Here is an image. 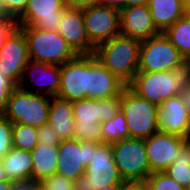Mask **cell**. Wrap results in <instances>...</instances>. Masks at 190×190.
<instances>
[{
  "instance_id": "6da1fadb",
  "label": "cell",
  "mask_w": 190,
  "mask_h": 190,
  "mask_svg": "<svg viewBox=\"0 0 190 190\" xmlns=\"http://www.w3.org/2000/svg\"><path fill=\"white\" fill-rule=\"evenodd\" d=\"M128 87L139 97L159 106L166 99L184 95L190 87V60L172 71L137 72Z\"/></svg>"
},
{
  "instance_id": "7a4b0ae2",
  "label": "cell",
  "mask_w": 190,
  "mask_h": 190,
  "mask_svg": "<svg viewBox=\"0 0 190 190\" xmlns=\"http://www.w3.org/2000/svg\"><path fill=\"white\" fill-rule=\"evenodd\" d=\"M141 41L117 35L95 47L96 59L128 86L138 72Z\"/></svg>"
},
{
  "instance_id": "3957f363",
  "label": "cell",
  "mask_w": 190,
  "mask_h": 190,
  "mask_svg": "<svg viewBox=\"0 0 190 190\" xmlns=\"http://www.w3.org/2000/svg\"><path fill=\"white\" fill-rule=\"evenodd\" d=\"M18 27L24 32L32 61L61 66L78 55L56 31Z\"/></svg>"
},
{
  "instance_id": "277c9868",
  "label": "cell",
  "mask_w": 190,
  "mask_h": 190,
  "mask_svg": "<svg viewBox=\"0 0 190 190\" xmlns=\"http://www.w3.org/2000/svg\"><path fill=\"white\" fill-rule=\"evenodd\" d=\"M51 97L37 94L15 86L9 94L3 115L12 124H23L35 128L48 123Z\"/></svg>"
},
{
  "instance_id": "5b68a950",
  "label": "cell",
  "mask_w": 190,
  "mask_h": 190,
  "mask_svg": "<svg viewBox=\"0 0 190 190\" xmlns=\"http://www.w3.org/2000/svg\"><path fill=\"white\" fill-rule=\"evenodd\" d=\"M123 182L113 159L112 145L92 142L90 164L85 167L84 174L74 181L75 190H101Z\"/></svg>"
},
{
  "instance_id": "8992f818",
  "label": "cell",
  "mask_w": 190,
  "mask_h": 190,
  "mask_svg": "<svg viewBox=\"0 0 190 190\" xmlns=\"http://www.w3.org/2000/svg\"><path fill=\"white\" fill-rule=\"evenodd\" d=\"M120 111L126 118L130 138H148L158 132V106L139 97L128 86L121 91Z\"/></svg>"
},
{
  "instance_id": "52a82bcc",
  "label": "cell",
  "mask_w": 190,
  "mask_h": 190,
  "mask_svg": "<svg viewBox=\"0 0 190 190\" xmlns=\"http://www.w3.org/2000/svg\"><path fill=\"white\" fill-rule=\"evenodd\" d=\"M113 159L124 181L146 182L152 173L148 163L145 141L142 138H125L111 143Z\"/></svg>"
},
{
  "instance_id": "ba28073f",
  "label": "cell",
  "mask_w": 190,
  "mask_h": 190,
  "mask_svg": "<svg viewBox=\"0 0 190 190\" xmlns=\"http://www.w3.org/2000/svg\"><path fill=\"white\" fill-rule=\"evenodd\" d=\"M184 57L163 32L141 42L138 72L172 71Z\"/></svg>"
},
{
  "instance_id": "9c48e42d",
  "label": "cell",
  "mask_w": 190,
  "mask_h": 190,
  "mask_svg": "<svg viewBox=\"0 0 190 190\" xmlns=\"http://www.w3.org/2000/svg\"><path fill=\"white\" fill-rule=\"evenodd\" d=\"M29 60L26 37L16 26L0 47V73L15 86H19Z\"/></svg>"
},
{
  "instance_id": "30bf717a",
  "label": "cell",
  "mask_w": 190,
  "mask_h": 190,
  "mask_svg": "<svg viewBox=\"0 0 190 190\" xmlns=\"http://www.w3.org/2000/svg\"><path fill=\"white\" fill-rule=\"evenodd\" d=\"M68 8L65 0H28L24 12L15 20L16 25L57 32Z\"/></svg>"
},
{
  "instance_id": "8fae6325",
  "label": "cell",
  "mask_w": 190,
  "mask_h": 190,
  "mask_svg": "<svg viewBox=\"0 0 190 190\" xmlns=\"http://www.w3.org/2000/svg\"><path fill=\"white\" fill-rule=\"evenodd\" d=\"M89 54H78L60 66L58 97L69 101L88 98Z\"/></svg>"
},
{
  "instance_id": "7c38bea8",
  "label": "cell",
  "mask_w": 190,
  "mask_h": 190,
  "mask_svg": "<svg viewBox=\"0 0 190 190\" xmlns=\"http://www.w3.org/2000/svg\"><path fill=\"white\" fill-rule=\"evenodd\" d=\"M82 10L87 36L95 47L120 35L118 9L100 4Z\"/></svg>"
},
{
  "instance_id": "4fadbf2b",
  "label": "cell",
  "mask_w": 190,
  "mask_h": 190,
  "mask_svg": "<svg viewBox=\"0 0 190 190\" xmlns=\"http://www.w3.org/2000/svg\"><path fill=\"white\" fill-rule=\"evenodd\" d=\"M92 142L79 141L74 138L64 139L58 145V162L56 174L72 181L84 174L90 164Z\"/></svg>"
},
{
  "instance_id": "5bb4252c",
  "label": "cell",
  "mask_w": 190,
  "mask_h": 190,
  "mask_svg": "<svg viewBox=\"0 0 190 190\" xmlns=\"http://www.w3.org/2000/svg\"><path fill=\"white\" fill-rule=\"evenodd\" d=\"M189 139L164 132L153 133L145 138L146 153L151 172L164 171L180 154Z\"/></svg>"
},
{
  "instance_id": "9a60e30c",
  "label": "cell",
  "mask_w": 190,
  "mask_h": 190,
  "mask_svg": "<svg viewBox=\"0 0 190 190\" xmlns=\"http://www.w3.org/2000/svg\"><path fill=\"white\" fill-rule=\"evenodd\" d=\"M158 130L190 140V108L184 95L166 99L158 106Z\"/></svg>"
},
{
  "instance_id": "2e32d148",
  "label": "cell",
  "mask_w": 190,
  "mask_h": 190,
  "mask_svg": "<svg viewBox=\"0 0 190 190\" xmlns=\"http://www.w3.org/2000/svg\"><path fill=\"white\" fill-rule=\"evenodd\" d=\"M119 19L123 36L142 42L161 33L153 23L147 5L124 7L119 10Z\"/></svg>"
},
{
  "instance_id": "e0dca14e",
  "label": "cell",
  "mask_w": 190,
  "mask_h": 190,
  "mask_svg": "<svg viewBox=\"0 0 190 190\" xmlns=\"http://www.w3.org/2000/svg\"><path fill=\"white\" fill-rule=\"evenodd\" d=\"M29 77L30 82H34L37 89L31 90L32 87L25 86L30 80ZM19 87L32 93L57 96L60 88V66L29 60L24 68Z\"/></svg>"
},
{
  "instance_id": "ac0fdd59",
  "label": "cell",
  "mask_w": 190,
  "mask_h": 190,
  "mask_svg": "<svg viewBox=\"0 0 190 190\" xmlns=\"http://www.w3.org/2000/svg\"><path fill=\"white\" fill-rule=\"evenodd\" d=\"M57 32L77 54H94L95 46L87 36L82 9L69 7Z\"/></svg>"
},
{
  "instance_id": "d6986e66",
  "label": "cell",
  "mask_w": 190,
  "mask_h": 190,
  "mask_svg": "<svg viewBox=\"0 0 190 190\" xmlns=\"http://www.w3.org/2000/svg\"><path fill=\"white\" fill-rule=\"evenodd\" d=\"M126 87L103 66L94 54H89L88 98L95 100L117 96Z\"/></svg>"
},
{
  "instance_id": "ffe728a7",
  "label": "cell",
  "mask_w": 190,
  "mask_h": 190,
  "mask_svg": "<svg viewBox=\"0 0 190 190\" xmlns=\"http://www.w3.org/2000/svg\"><path fill=\"white\" fill-rule=\"evenodd\" d=\"M72 101L53 96L50 99L48 124L61 140L73 138Z\"/></svg>"
},
{
  "instance_id": "44dd1931",
  "label": "cell",
  "mask_w": 190,
  "mask_h": 190,
  "mask_svg": "<svg viewBox=\"0 0 190 190\" xmlns=\"http://www.w3.org/2000/svg\"><path fill=\"white\" fill-rule=\"evenodd\" d=\"M1 162L8 180H32L33 158L30 151L12 147Z\"/></svg>"
},
{
  "instance_id": "7402d4cb",
  "label": "cell",
  "mask_w": 190,
  "mask_h": 190,
  "mask_svg": "<svg viewBox=\"0 0 190 190\" xmlns=\"http://www.w3.org/2000/svg\"><path fill=\"white\" fill-rule=\"evenodd\" d=\"M33 158L32 180L41 182L55 175L58 162V145L38 143L31 151Z\"/></svg>"
},
{
  "instance_id": "603a6c76",
  "label": "cell",
  "mask_w": 190,
  "mask_h": 190,
  "mask_svg": "<svg viewBox=\"0 0 190 190\" xmlns=\"http://www.w3.org/2000/svg\"><path fill=\"white\" fill-rule=\"evenodd\" d=\"M184 0H149L148 8L154 25L164 32L183 16Z\"/></svg>"
},
{
  "instance_id": "cb8c5ba5",
  "label": "cell",
  "mask_w": 190,
  "mask_h": 190,
  "mask_svg": "<svg viewBox=\"0 0 190 190\" xmlns=\"http://www.w3.org/2000/svg\"><path fill=\"white\" fill-rule=\"evenodd\" d=\"M185 60H190V19L182 16L164 32Z\"/></svg>"
},
{
  "instance_id": "d4e9b609",
  "label": "cell",
  "mask_w": 190,
  "mask_h": 190,
  "mask_svg": "<svg viewBox=\"0 0 190 190\" xmlns=\"http://www.w3.org/2000/svg\"><path fill=\"white\" fill-rule=\"evenodd\" d=\"M164 172L185 189L190 188V140L181 148L180 154Z\"/></svg>"
},
{
  "instance_id": "484cf974",
  "label": "cell",
  "mask_w": 190,
  "mask_h": 190,
  "mask_svg": "<svg viewBox=\"0 0 190 190\" xmlns=\"http://www.w3.org/2000/svg\"><path fill=\"white\" fill-rule=\"evenodd\" d=\"M72 110L75 123H101L100 99L84 98L72 101Z\"/></svg>"
},
{
  "instance_id": "4316f807",
  "label": "cell",
  "mask_w": 190,
  "mask_h": 190,
  "mask_svg": "<svg viewBox=\"0 0 190 190\" xmlns=\"http://www.w3.org/2000/svg\"><path fill=\"white\" fill-rule=\"evenodd\" d=\"M101 132L104 143L130 138L126 118L120 110L113 118L101 123Z\"/></svg>"
},
{
  "instance_id": "83f0119b",
  "label": "cell",
  "mask_w": 190,
  "mask_h": 190,
  "mask_svg": "<svg viewBox=\"0 0 190 190\" xmlns=\"http://www.w3.org/2000/svg\"><path fill=\"white\" fill-rule=\"evenodd\" d=\"M38 144V128L23 124H13L12 145L13 147L32 151Z\"/></svg>"
},
{
  "instance_id": "f1b7e54d",
  "label": "cell",
  "mask_w": 190,
  "mask_h": 190,
  "mask_svg": "<svg viewBox=\"0 0 190 190\" xmlns=\"http://www.w3.org/2000/svg\"><path fill=\"white\" fill-rule=\"evenodd\" d=\"M73 138L79 141H90L103 144L104 140L101 132V123H74Z\"/></svg>"
},
{
  "instance_id": "f546056e",
  "label": "cell",
  "mask_w": 190,
  "mask_h": 190,
  "mask_svg": "<svg viewBox=\"0 0 190 190\" xmlns=\"http://www.w3.org/2000/svg\"><path fill=\"white\" fill-rule=\"evenodd\" d=\"M150 190H187L164 171L152 172L145 182Z\"/></svg>"
},
{
  "instance_id": "4dcf8cb0",
  "label": "cell",
  "mask_w": 190,
  "mask_h": 190,
  "mask_svg": "<svg viewBox=\"0 0 190 190\" xmlns=\"http://www.w3.org/2000/svg\"><path fill=\"white\" fill-rule=\"evenodd\" d=\"M12 127L13 124L3 114H0V160L13 147Z\"/></svg>"
},
{
  "instance_id": "1f68e13d",
  "label": "cell",
  "mask_w": 190,
  "mask_h": 190,
  "mask_svg": "<svg viewBox=\"0 0 190 190\" xmlns=\"http://www.w3.org/2000/svg\"><path fill=\"white\" fill-rule=\"evenodd\" d=\"M39 184L47 190H75L74 181L58 174L44 178Z\"/></svg>"
},
{
  "instance_id": "d6a6232c",
  "label": "cell",
  "mask_w": 190,
  "mask_h": 190,
  "mask_svg": "<svg viewBox=\"0 0 190 190\" xmlns=\"http://www.w3.org/2000/svg\"><path fill=\"white\" fill-rule=\"evenodd\" d=\"M121 93L117 96L100 99L101 123L113 118L120 110Z\"/></svg>"
},
{
  "instance_id": "836d02e7",
  "label": "cell",
  "mask_w": 190,
  "mask_h": 190,
  "mask_svg": "<svg viewBox=\"0 0 190 190\" xmlns=\"http://www.w3.org/2000/svg\"><path fill=\"white\" fill-rule=\"evenodd\" d=\"M4 13L16 20L25 10L28 0H2Z\"/></svg>"
},
{
  "instance_id": "e575fe53",
  "label": "cell",
  "mask_w": 190,
  "mask_h": 190,
  "mask_svg": "<svg viewBox=\"0 0 190 190\" xmlns=\"http://www.w3.org/2000/svg\"><path fill=\"white\" fill-rule=\"evenodd\" d=\"M61 141L62 140L55 134V131L48 123L38 127V143L59 145Z\"/></svg>"
},
{
  "instance_id": "d590c367",
  "label": "cell",
  "mask_w": 190,
  "mask_h": 190,
  "mask_svg": "<svg viewBox=\"0 0 190 190\" xmlns=\"http://www.w3.org/2000/svg\"><path fill=\"white\" fill-rule=\"evenodd\" d=\"M15 85L0 73V114L5 112L9 94Z\"/></svg>"
},
{
  "instance_id": "8d00e7d4",
  "label": "cell",
  "mask_w": 190,
  "mask_h": 190,
  "mask_svg": "<svg viewBox=\"0 0 190 190\" xmlns=\"http://www.w3.org/2000/svg\"><path fill=\"white\" fill-rule=\"evenodd\" d=\"M16 21L10 17H0V47L3 45L6 37L16 27Z\"/></svg>"
},
{
  "instance_id": "74e56055",
  "label": "cell",
  "mask_w": 190,
  "mask_h": 190,
  "mask_svg": "<svg viewBox=\"0 0 190 190\" xmlns=\"http://www.w3.org/2000/svg\"><path fill=\"white\" fill-rule=\"evenodd\" d=\"M65 4L70 8L83 9L100 5V0H65Z\"/></svg>"
},
{
  "instance_id": "f35d334b",
  "label": "cell",
  "mask_w": 190,
  "mask_h": 190,
  "mask_svg": "<svg viewBox=\"0 0 190 190\" xmlns=\"http://www.w3.org/2000/svg\"><path fill=\"white\" fill-rule=\"evenodd\" d=\"M37 184L33 180L14 181L11 190H34Z\"/></svg>"
},
{
  "instance_id": "ab89813d",
  "label": "cell",
  "mask_w": 190,
  "mask_h": 190,
  "mask_svg": "<svg viewBox=\"0 0 190 190\" xmlns=\"http://www.w3.org/2000/svg\"><path fill=\"white\" fill-rule=\"evenodd\" d=\"M145 186L144 182H130L124 181L119 190H141Z\"/></svg>"
},
{
  "instance_id": "60d3db41",
  "label": "cell",
  "mask_w": 190,
  "mask_h": 190,
  "mask_svg": "<svg viewBox=\"0 0 190 190\" xmlns=\"http://www.w3.org/2000/svg\"><path fill=\"white\" fill-rule=\"evenodd\" d=\"M100 4L121 10L125 7L126 0H100Z\"/></svg>"
},
{
  "instance_id": "b9f144b4",
  "label": "cell",
  "mask_w": 190,
  "mask_h": 190,
  "mask_svg": "<svg viewBox=\"0 0 190 190\" xmlns=\"http://www.w3.org/2000/svg\"><path fill=\"white\" fill-rule=\"evenodd\" d=\"M149 0H126L125 7L147 5Z\"/></svg>"
},
{
  "instance_id": "7bdbcfd3",
  "label": "cell",
  "mask_w": 190,
  "mask_h": 190,
  "mask_svg": "<svg viewBox=\"0 0 190 190\" xmlns=\"http://www.w3.org/2000/svg\"><path fill=\"white\" fill-rule=\"evenodd\" d=\"M183 16L190 19V0H184L183 2Z\"/></svg>"
},
{
  "instance_id": "ee69618b",
  "label": "cell",
  "mask_w": 190,
  "mask_h": 190,
  "mask_svg": "<svg viewBox=\"0 0 190 190\" xmlns=\"http://www.w3.org/2000/svg\"><path fill=\"white\" fill-rule=\"evenodd\" d=\"M13 185V181L11 180H5L0 182V190H11Z\"/></svg>"
},
{
  "instance_id": "f6af8a7d",
  "label": "cell",
  "mask_w": 190,
  "mask_h": 190,
  "mask_svg": "<svg viewBox=\"0 0 190 190\" xmlns=\"http://www.w3.org/2000/svg\"><path fill=\"white\" fill-rule=\"evenodd\" d=\"M8 180L5 174V171L3 170L2 162L0 160V182Z\"/></svg>"
},
{
  "instance_id": "bcb514c9",
  "label": "cell",
  "mask_w": 190,
  "mask_h": 190,
  "mask_svg": "<svg viewBox=\"0 0 190 190\" xmlns=\"http://www.w3.org/2000/svg\"><path fill=\"white\" fill-rule=\"evenodd\" d=\"M184 96H185L187 105H188V107L190 108V87H189V89L184 93Z\"/></svg>"
},
{
  "instance_id": "7dc6e473",
  "label": "cell",
  "mask_w": 190,
  "mask_h": 190,
  "mask_svg": "<svg viewBox=\"0 0 190 190\" xmlns=\"http://www.w3.org/2000/svg\"><path fill=\"white\" fill-rule=\"evenodd\" d=\"M119 188H120V185H111V186H108V187L105 186L101 190H119Z\"/></svg>"
},
{
  "instance_id": "c3c4849f",
  "label": "cell",
  "mask_w": 190,
  "mask_h": 190,
  "mask_svg": "<svg viewBox=\"0 0 190 190\" xmlns=\"http://www.w3.org/2000/svg\"><path fill=\"white\" fill-rule=\"evenodd\" d=\"M0 17H8L5 13H4V6L2 3V0H0Z\"/></svg>"
},
{
  "instance_id": "681fc988",
  "label": "cell",
  "mask_w": 190,
  "mask_h": 190,
  "mask_svg": "<svg viewBox=\"0 0 190 190\" xmlns=\"http://www.w3.org/2000/svg\"><path fill=\"white\" fill-rule=\"evenodd\" d=\"M34 190H47L45 189L42 185H40L39 183L35 186Z\"/></svg>"
},
{
  "instance_id": "f907efd6",
  "label": "cell",
  "mask_w": 190,
  "mask_h": 190,
  "mask_svg": "<svg viewBox=\"0 0 190 190\" xmlns=\"http://www.w3.org/2000/svg\"><path fill=\"white\" fill-rule=\"evenodd\" d=\"M141 190H150L146 185Z\"/></svg>"
}]
</instances>
